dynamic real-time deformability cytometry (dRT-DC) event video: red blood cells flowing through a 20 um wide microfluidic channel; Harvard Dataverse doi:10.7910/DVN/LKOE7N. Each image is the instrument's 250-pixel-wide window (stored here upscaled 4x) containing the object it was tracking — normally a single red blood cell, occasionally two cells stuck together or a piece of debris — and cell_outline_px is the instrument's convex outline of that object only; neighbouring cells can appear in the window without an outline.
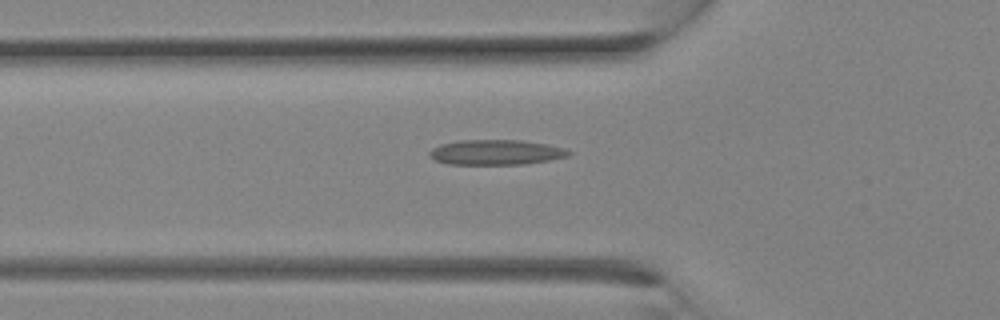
{"species": "Egyptian fruit bat (a non-hibernating species)", "species_latin": "Rousettus aegyptiacus", "temperature_condition": "room temperature", "stored_images_in_passage": 14, "camera_frame_rate_fps": 3000, "um_per_image_px": 0.085, "animal": {"sex": "female"}, "frame": {"image": 1, "passage_image": 10, "time_ms": 3.0, "image_size_px": [1000, 320], "cell_outline_px": [[572, 152], [568, 156], [548, 160], [524, 164], [448, 164], [436, 160], [428, 156], [428, 152], [432, 148], [440, 144], [460, 140], [520, 140], [544, 144], [564, 148]], "centroid_in_image_um": [42.11, 12.94], "position_along_channel_um": 83.7, "area_um2": 20.23}}
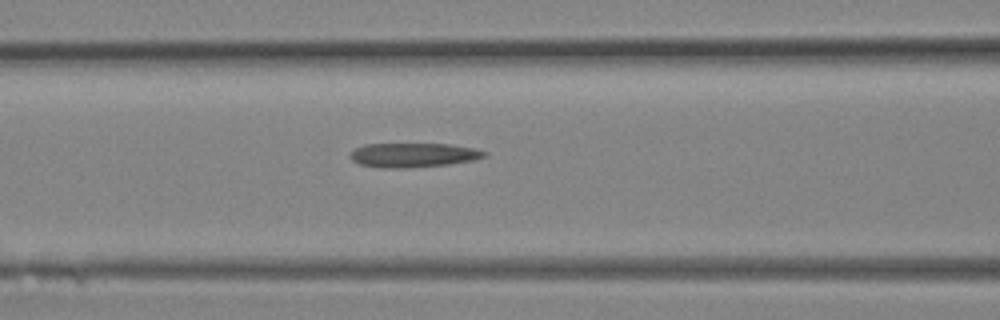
{"frame": {"image": 2, "passage_image": 12, "time_ms": 3.667, "image_size_px": [1000, 320], "cell_outline_px": [[488, 156], [476, 160], [448, 164], [404, 168], [380, 168], [360, 164], [352, 160], [348, 156], [356, 148], [364, 144], [448, 144], [476, 148], [488, 152]], "centroid_in_image_um": [35.17, 13.18], "position_along_channel_um": 131.4, "area_um2": 19.13}}
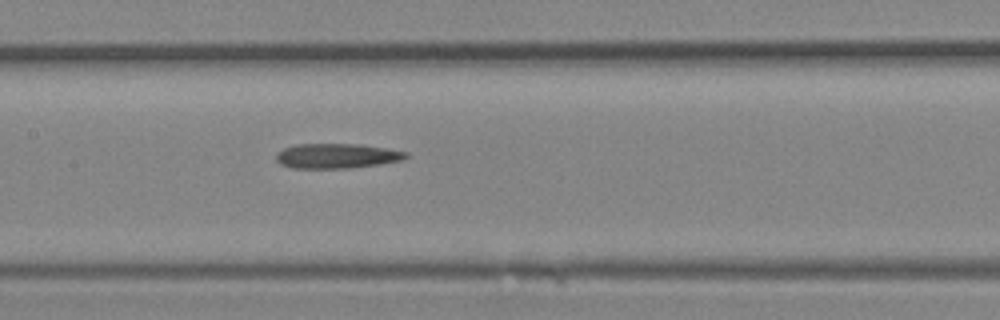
{"frame": {"image": 3, "passage_image": 14, "time_ms": 4.333, "image_size_px": [1000, 320], "cell_outline_px": [[408, 156], [404, 160], [380, 164], [352, 168], [292, 168], [280, 164], [276, 160], [276, 152], [284, 148], [296, 144], [360, 144], [388, 148], [408, 152]], "centroid_in_image_um": [28.64, 13.25], "position_along_channel_um": 178.8, "area_um2": 19.02}}